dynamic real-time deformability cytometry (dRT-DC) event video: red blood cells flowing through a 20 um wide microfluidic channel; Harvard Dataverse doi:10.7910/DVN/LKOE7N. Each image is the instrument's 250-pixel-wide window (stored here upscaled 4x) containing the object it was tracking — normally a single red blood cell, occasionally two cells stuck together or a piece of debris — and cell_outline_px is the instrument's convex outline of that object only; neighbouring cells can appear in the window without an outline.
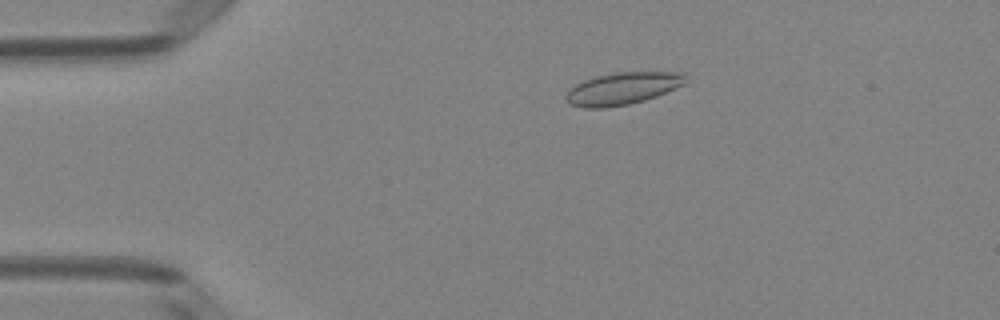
{"species": "Egyptian fruit bat (a non-hibernating species)", "species_latin": "Rousettus aegyptiacus", "temperature_condition": "room temperature", "stored_images_in_passage": 50, "camera_frame_rate_fps": 3000, "um_per_image_px": 0.085, "animal": {"sex": "female"}, "frame": {"image": 1, "passage_image": 10, "time_ms": 3.0, "image_size_px": [1000, 320], "cell_outline_px": [[684, 84], [676, 88], [656, 96], [644, 100], [628, 104], [604, 108], [584, 108], [568, 104], [564, 96], [568, 88], [584, 80], [596, 76], [616, 72], [684, 72]], "centroid_in_image_um": [52.85, 7.53], "position_along_channel_um": 32.1, "area_um2": 22.48}}
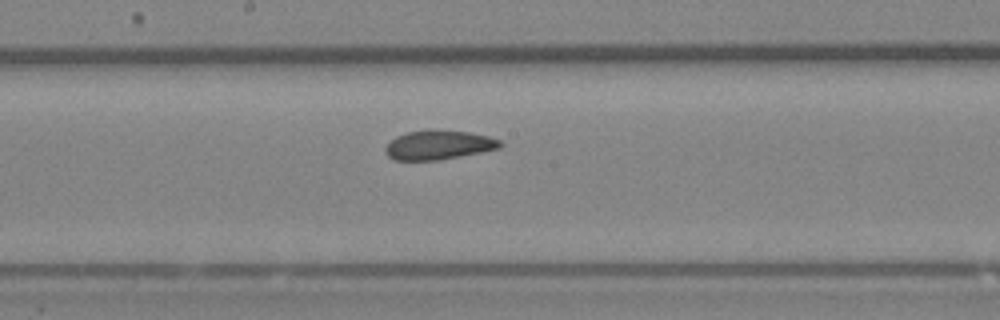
{"frame": {"image": 2, "passage_image": 27, "time_ms": 8.667, "image_size_px": [1000, 320], "cell_outline_px": [[504, 144], [500, 148], [460, 156], [436, 160], [392, 160], [384, 152], [384, 148], [396, 136], [408, 132], [428, 128], [468, 132], [488, 136], [500, 140]], "centroid_in_image_um": [37.26, 12.31], "position_along_channel_um": 210.9, "area_um2": 19.71}}
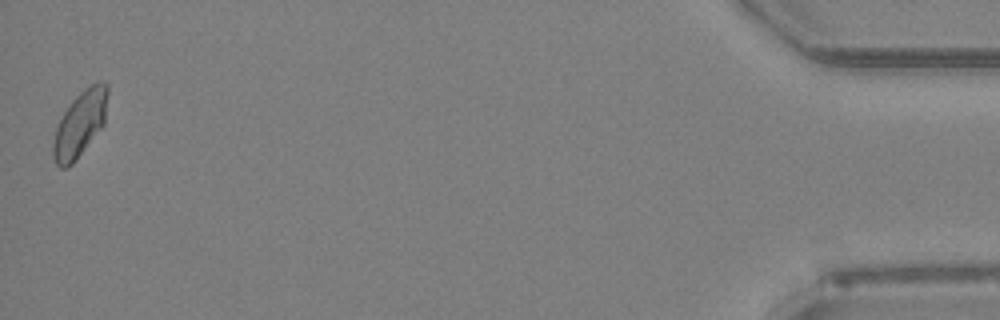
{"frame": {"image": 3, "passage_image": 50, "time_ms": 16.333, "image_size_px": [1000, 320], "cell_outline_px": [[108, 92], [104, 124], [76, 160], [68, 168], [60, 168], [56, 164], [52, 156], [52, 144], [56, 128], [64, 112], [72, 100], [88, 84], [100, 80], [104, 80], [108, 84]], "centroid_in_image_um": [6.8, 10.51], "position_along_channel_um": 428.4, "area_um2": 21.04}, "authors_computed_cell_mechanics": {"area_um2": 20.4323, "velocity_mm_per_s": 4.0273, "shape_relaxation_time_tau1_ms": 6.3639, "shape_relaxation_time_tau2_ms": 1.0612, "deformation_change_tau1": 0.0896, "deformation_change_tau2": 0.0369}}